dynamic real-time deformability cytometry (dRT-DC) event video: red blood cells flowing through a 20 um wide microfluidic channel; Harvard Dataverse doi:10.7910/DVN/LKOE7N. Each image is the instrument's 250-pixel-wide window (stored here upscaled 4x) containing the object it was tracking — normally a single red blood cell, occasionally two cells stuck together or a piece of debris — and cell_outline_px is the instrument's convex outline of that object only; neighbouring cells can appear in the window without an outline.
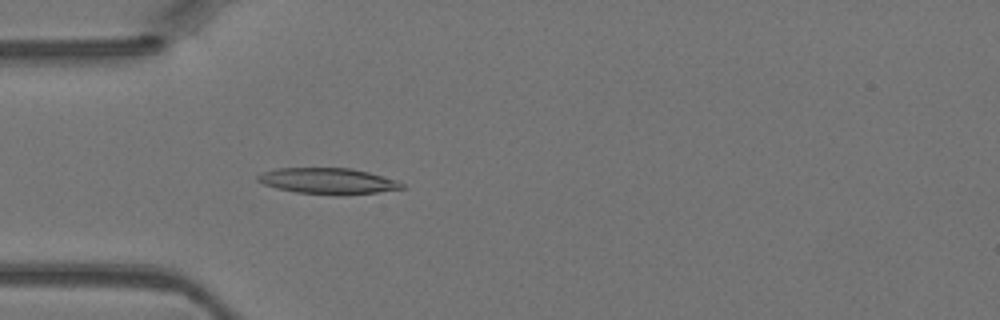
{"species": "Egyptian fruit bat (a non-hibernating species)", "species_latin": "Rousettus aegyptiacus", "temperature_condition": "warm", "stored_images_in_passage": 45, "camera_frame_rate_fps": 3000, "um_per_image_px": 0.085, "animal": {"sex": "female"}, "frame": {"image": 1, "passage_image": 13, "time_ms": 4.0, "image_size_px": [1000, 320], "cell_outline_px": [[404, 188], [376, 192], [296, 192], [276, 188], [264, 184], [256, 180], [256, 176], [264, 172], [276, 168], [352, 168], [368, 172], [396, 180], [404, 184]], "centroid_in_image_um": [27.81, 15.33], "position_along_channel_um": 57.2, "area_um2": 20.69}}
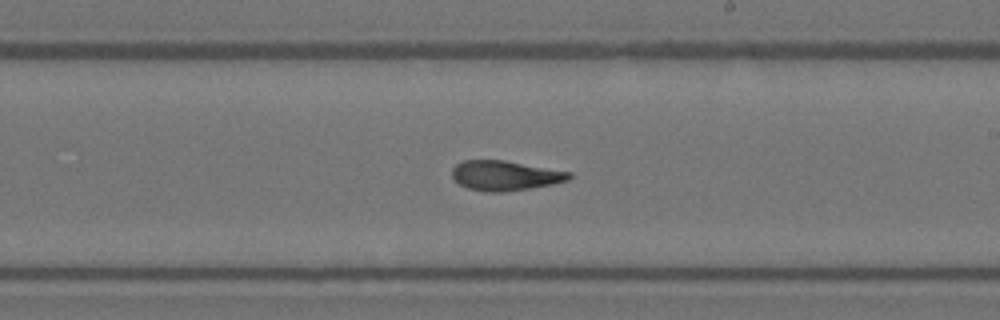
{"frame": {"image": 2, "passage_image": 26, "time_ms": 8.333, "image_size_px": [1000, 320], "cell_outline_px": [[572, 176], [568, 180], [552, 184], [532, 188], [504, 192], [488, 192], [468, 188], [460, 184], [452, 176], [452, 168], [456, 164], [464, 160], [504, 160], [572, 172]], "centroid_in_image_um": [42.94, 14.92], "position_along_channel_um": 246.1, "area_um2": 20.35}}
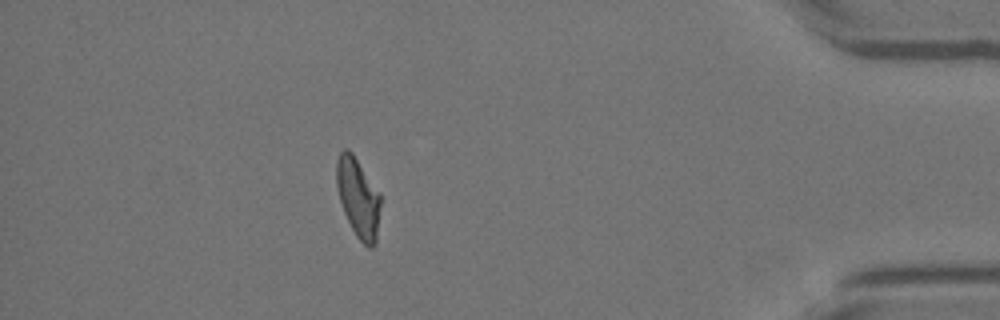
{"frame": {"image": 3, "passage_image": 40, "time_ms": 13.0, "image_size_px": [1000, 320], "cell_outline_px": [[380, 204], [376, 244], [372, 248], [368, 248], [356, 236], [344, 212], [340, 200], [336, 184], [336, 160], [340, 152], [344, 148], [348, 148], [352, 152], [380, 192]], "centroid_in_image_um": [30.44, 16.78], "position_along_channel_um": 404.8, "area_um2": 20.4}}